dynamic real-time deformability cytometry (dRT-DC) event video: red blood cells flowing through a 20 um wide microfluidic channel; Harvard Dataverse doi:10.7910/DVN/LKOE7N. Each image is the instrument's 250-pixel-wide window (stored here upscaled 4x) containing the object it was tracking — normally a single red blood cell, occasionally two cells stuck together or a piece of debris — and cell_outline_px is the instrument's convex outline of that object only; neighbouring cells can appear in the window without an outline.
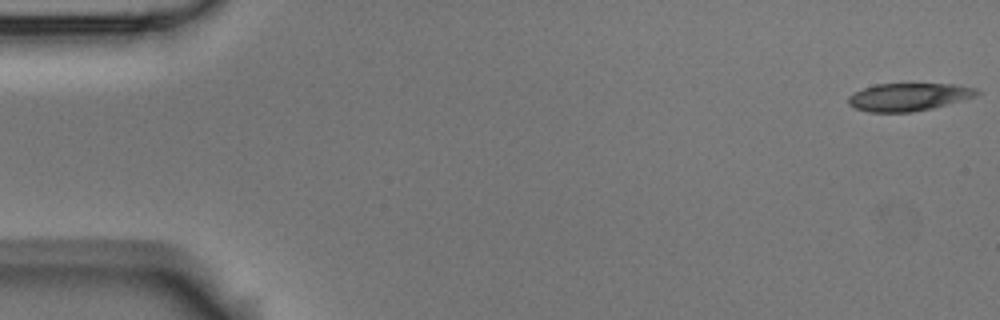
{"species": "Egyptian fruit bat (a non-hibernating species)", "species_latin": "Rousettus aegyptiacus", "temperature_condition": "room temperature", "stored_images_in_passage": 5, "camera_frame_rate_fps": 3000, "um_per_image_px": 0.085, "animal": {"sex": "male"}, "frame": {"image": 1, "passage_image": 1, "time_ms": 0.0, "image_size_px": [1000, 320], "cell_outline_px": [[980, 92], [976, 96], [932, 108], [912, 112], [868, 112], [856, 108], [848, 104], [848, 96], [852, 92], [876, 84], [952, 84], [976, 88]], "centroid_in_image_um": [77.19, 8.24], "position_along_channel_um": 7.8, "area_um2": 20.69}}
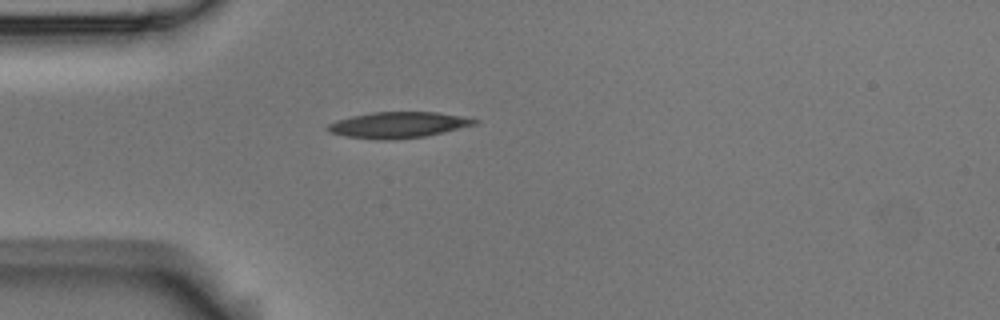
{"frame": {"image": 2, "passage_image": 5, "time_ms": 1.333, "image_size_px": [1000, 320], "cell_outline_px": [[480, 120], [476, 124], [444, 132], [424, 136], [392, 140], [380, 140], [348, 136], [328, 132], [324, 128], [328, 124], [336, 120], [352, 116], [372, 112], [436, 112], [460, 116]], "centroid_in_image_um": [33.81, 10.62], "position_along_channel_um": 51.2, "area_um2": 22.14}}